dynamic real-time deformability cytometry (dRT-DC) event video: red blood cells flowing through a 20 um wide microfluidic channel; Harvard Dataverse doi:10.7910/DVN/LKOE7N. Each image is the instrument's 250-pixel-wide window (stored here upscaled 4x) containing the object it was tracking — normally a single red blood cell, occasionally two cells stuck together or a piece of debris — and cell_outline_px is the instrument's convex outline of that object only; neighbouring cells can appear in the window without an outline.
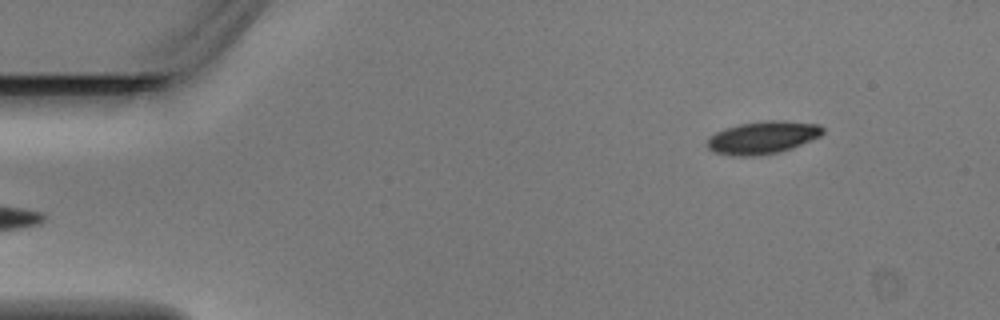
{"species": "Egyptian fruit bat (a non-hibernating species)", "species_latin": "Rousettus aegyptiacus", "temperature_condition": "warm", "stored_images_in_passage": 3, "camera_frame_rate_fps": 3000, "um_per_image_px": 0.085, "animal": {"sex": "male"}, "frame": {"image": 1, "passage_image": 1, "time_ms": 0.0, "image_size_px": [1000, 320], "cell_outline_px": [[824, 132], [820, 136], [800, 144], [776, 152], [752, 156], [732, 156], [712, 152], [708, 148], [708, 136], [724, 128], [740, 124], [768, 120], [784, 120], [820, 124], [824, 128]], "centroid_in_image_um": [64.8, 11.67], "position_along_channel_um": 20.2, "area_um2": 21.85}}
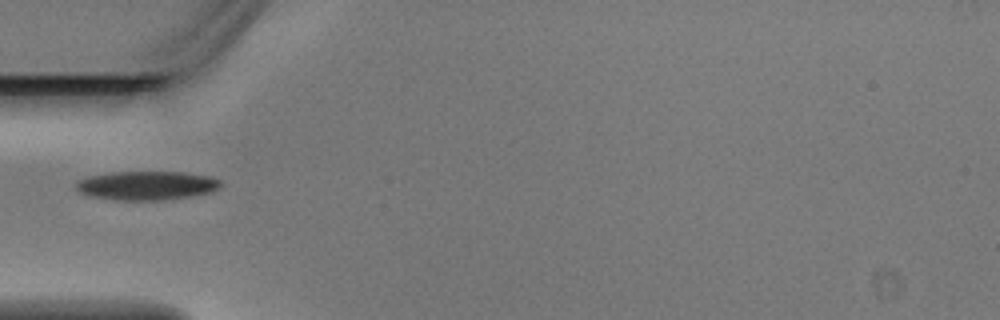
{"frame": {"image": 2, "passage_image": 3, "time_ms": 0.667, "image_size_px": [1000, 320], "cell_outline_px": [[220, 184], [212, 192], [164, 200], [120, 200], [96, 196], [80, 192], [76, 188], [76, 184], [80, 180], [88, 176], [112, 172], [184, 172], [212, 176], [220, 180]], "centroid_in_image_um": [12.5, 15.75], "position_along_channel_um": 72.5, "area_um2": 23.99}}